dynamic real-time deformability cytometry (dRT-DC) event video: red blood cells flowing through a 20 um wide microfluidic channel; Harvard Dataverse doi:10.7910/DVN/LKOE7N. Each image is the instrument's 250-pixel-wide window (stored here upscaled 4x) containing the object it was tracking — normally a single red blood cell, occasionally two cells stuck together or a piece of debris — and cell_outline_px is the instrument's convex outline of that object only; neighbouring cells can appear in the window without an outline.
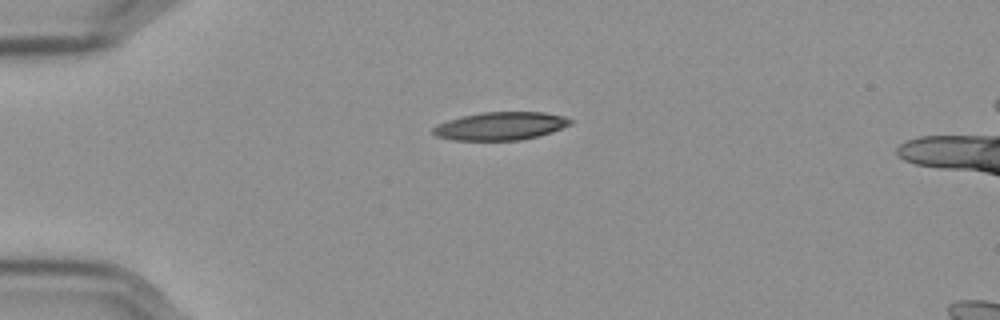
{"species": "Egyptian fruit bat (a non-hibernating species)", "species_latin": "Rousettus aegyptiacus", "temperature_condition": "cold", "stored_images_in_passage": 44, "camera_frame_rate_fps": 3000, "um_per_image_px": 0.085, "frame": {"image": 1, "passage_image": 1, "time_ms": 0.0, "image_size_px": [1000, 320], "cell_outline_px": [[572, 124], [552, 132], [520, 140], [452, 140], [436, 136], [432, 132], [432, 128], [436, 124], [460, 116], [484, 112], [544, 112], [564, 116], [572, 120]], "centroid_in_image_um": [42.52, 10.71], "position_along_channel_um": 42.5, "area_um2": 22.48}}
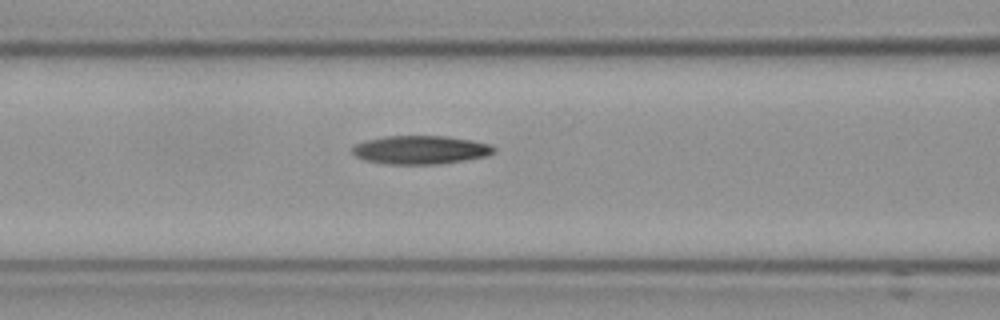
{"frame": {"image": 2, "passage_image": 11, "time_ms": 3.333, "image_size_px": [1000, 320], "cell_outline_px": [[496, 152], [484, 156], [464, 160], [440, 164], [384, 164], [364, 160], [356, 156], [352, 152], [352, 148], [356, 144], [368, 140], [384, 136], [448, 136], [472, 140], [492, 144], [496, 148]], "centroid_in_image_um": [35.77, 12.74], "position_along_channel_um": 130.8, "area_um2": 23.58}}
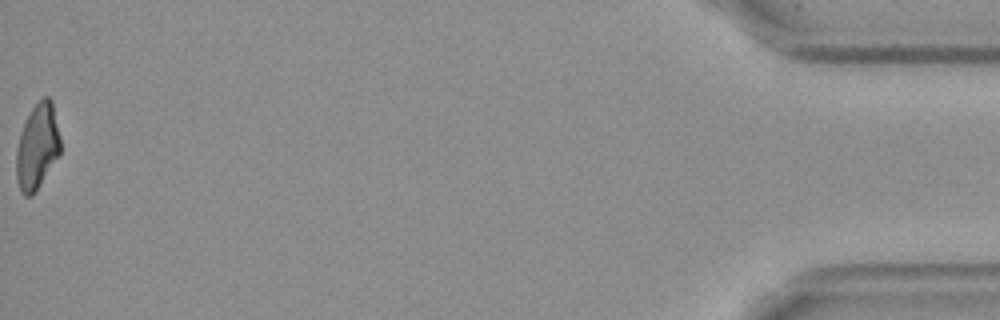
{"frame": {"image": 3, "passage_image": 44, "time_ms": 14.333, "image_size_px": [1000, 320], "cell_outline_px": [[60, 152], [32, 196], [24, 196], [20, 188], [16, 176], [16, 148], [24, 124], [32, 108], [44, 96], [48, 96], [52, 100], [60, 136]], "centroid_in_image_um": [3.17, 12.44], "position_along_channel_um": 432.0, "area_um2": 21.5}, "authors_computed_cell_mechanics": {"area_um2": 23.12, "velocity_mm_per_s": 3.5764, "shape_relaxation_time_tau1_ms": 10.0982, "shape_relaxation_time_tau2_ms": null, "deformation_change_tau1": 0.2677, "deformation_change_tau2": null}}